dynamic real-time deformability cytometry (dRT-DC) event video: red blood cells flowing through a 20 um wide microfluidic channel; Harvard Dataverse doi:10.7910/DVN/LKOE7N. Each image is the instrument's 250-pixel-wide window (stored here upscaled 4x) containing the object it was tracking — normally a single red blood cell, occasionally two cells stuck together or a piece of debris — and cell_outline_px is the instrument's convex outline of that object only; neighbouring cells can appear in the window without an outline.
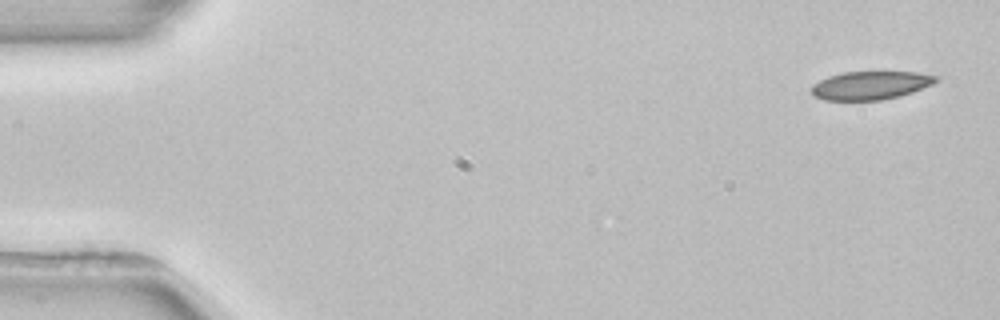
{"species": "common noctule bat (a hibernating species)", "species_latin": "Nyctalus noctula", "temperature_condition": "room temperature", "stored_images_in_passage": 4, "camera_frame_rate_fps": 3000, "um_per_image_px": 0.085, "animal": {"sex": "female", "body_mass_g": 22.7, "forearm_length_mm": 54.2}, "frame": {"image": 1, "passage_image": 1, "time_ms": 0.0, "image_size_px": [1000, 320], "cell_outline_px": [[940, 80], [932, 84], [912, 92], [880, 100], [824, 100], [812, 96], [812, 84], [828, 76], [844, 72], [916, 72], [940, 76]], "centroid_in_image_um": [73.99, 7.25], "position_along_channel_um": 11.0, "area_um2": 20.52}}
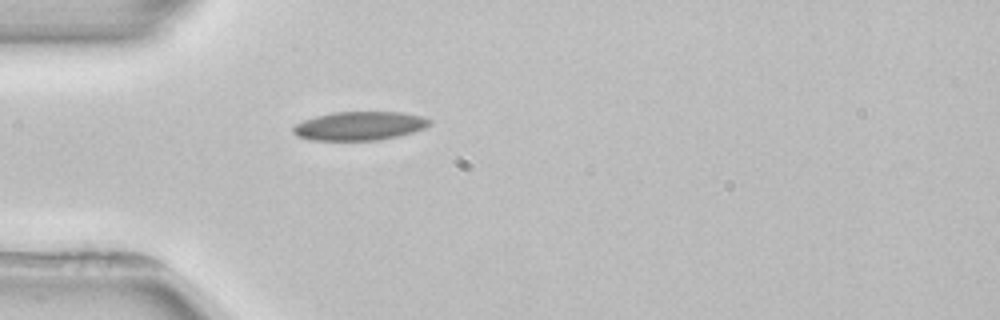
{"frame": {"image": 2, "passage_image": 4, "time_ms": 4.333, "image_size_px": [1000, 320], "cell_outline_px": [[432, 124], [424, 128], [412, 132], [380, 140], [312, 140], [296, 136], [292, 132], [292, 128], [296, 124], [304, 120], [316, 116], [332, 112], [404, 112], [424, 116], [432, 120]], "centroid_in_image_um": [30.58, 10.69], "position_along_channel_um": 54.4, "area_um2": 22.95}}